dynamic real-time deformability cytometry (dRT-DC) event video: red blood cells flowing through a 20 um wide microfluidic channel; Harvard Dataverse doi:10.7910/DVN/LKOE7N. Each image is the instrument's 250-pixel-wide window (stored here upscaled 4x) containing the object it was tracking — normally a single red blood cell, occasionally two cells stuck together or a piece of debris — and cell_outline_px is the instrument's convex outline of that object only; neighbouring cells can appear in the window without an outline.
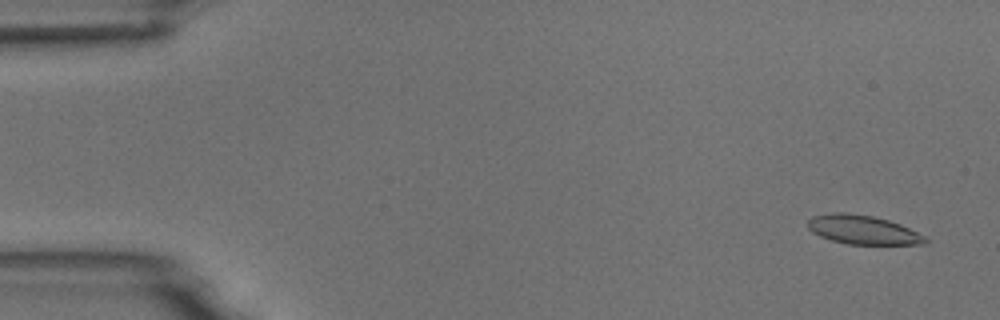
{"species": "common noctule bat (a hibernating species)", "species_latin": "Nyctalus noctula", "temperature_condition": "room temperature", "stored_images_in_passage": 4, "segment_of_instrument_passage": [2, 2], "camera_frame_rate_fps": 3000, "um_per_image_px": 0.085, "animal": {"sex": "male", "body_mass_g": 18.8}, "frame": {"image": 1, "passage_image": 4, "time_ms": 3.333, "image_size_px": [1000, 320], "cell_outline_px": [[928, 240], [924, 244], [848, 244], [832, 240], [820, 236], [812, 232], [808, 228], [808, 220], [812, 216], [832, 212], [848, 212], [872, 216], [888, 220], [900, 224], [924, 236]], "centroid_in_image_um": [73.3, 19.52], "position_along_channel_um": 11.7, "area_um2": 19.71}}